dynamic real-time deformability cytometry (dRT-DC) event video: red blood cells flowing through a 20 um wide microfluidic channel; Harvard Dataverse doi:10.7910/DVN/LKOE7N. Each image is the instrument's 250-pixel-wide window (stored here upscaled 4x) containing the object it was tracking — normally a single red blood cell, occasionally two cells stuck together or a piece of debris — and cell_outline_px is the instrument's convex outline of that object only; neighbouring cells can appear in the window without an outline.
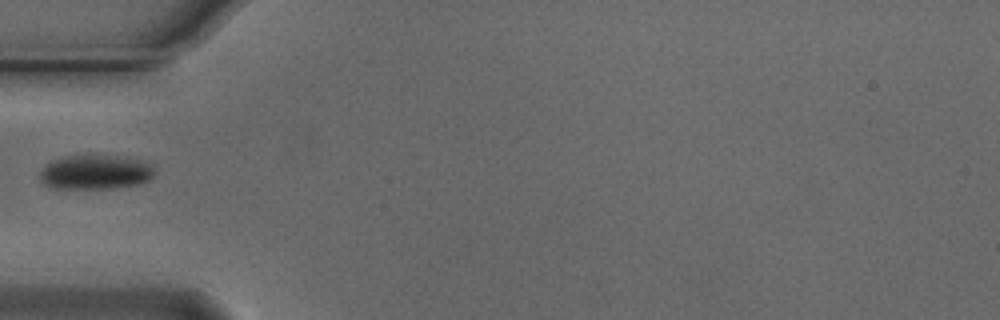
{"species": "Egyptian fruit bat (a non-hibernating species)", "species_latin": "Rousettus aegyptiacus", "temperature_condition": "cold", "stored_images_in_passage": 38, "camera_frame_rate_fps": 3000, "um_per_image_px": 0.085, "animal": {"sex": "male"}, "frame": {"image": 1, "passage_image": 1, "time_ms": 0.0, "image_size_px": [1000, 320], "cell_outline_px": [[156, 172], [148, 180], [140, 184], [112, 188], [48, 188], [40, 180], [40, 172], [44, 164], [52, 160], [64, 156], [88, 152], [92, 152], [140, 160], [152, 164], [156, 168]], "centroid_in_image_um": [8.08, 14.59], "position_along_channel_um": 76.9, "area_um2": 23.93}}
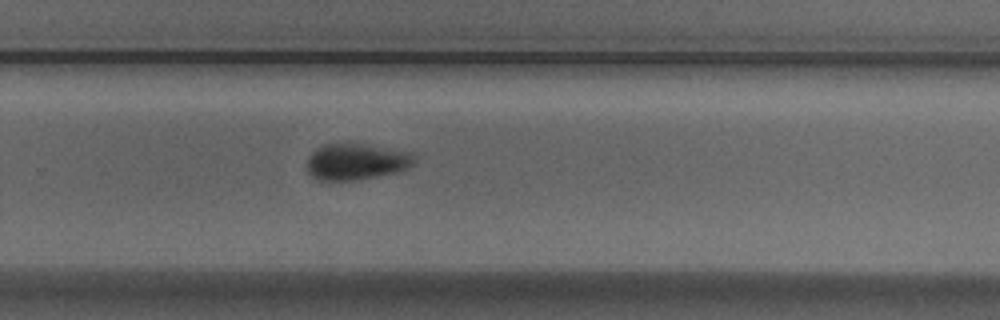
{"frame": {"image": 2, "passage_image": 19, "time_ms": 6.0, "image_size_px": [1000, 320], "cell_outline_px": [[416, 156], [412, 164], [408, 168], [400, 172], [356, 180], [320, 180], [312, 176], [308, 172], [308, 156], [316, 148], [324, 144], [348, 140], [416, 152]], "centroid_in_image_um": [30.34, 13.68], "position_along_channel_um": 299.5, "area_um2": 23.76}}
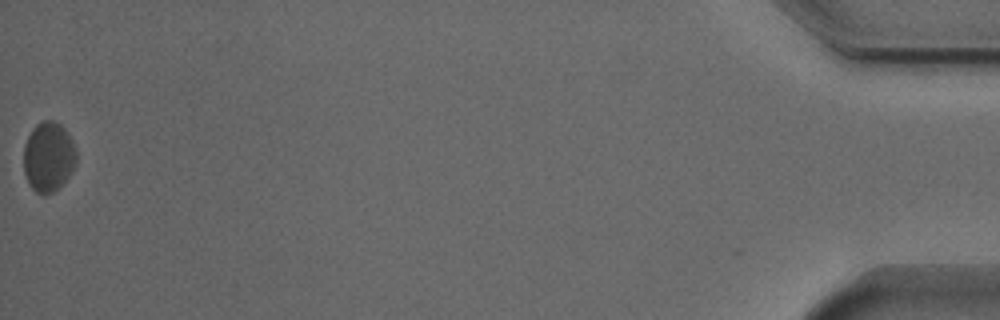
{"frame": {"image": 3, "passage_image": 38, "time_ms": 12.333, "image_size_px": [1000, 320], "cell_outline_px": [[76, 164], [72, 172], [52, 192], [44, 196], [36, 192], [28, 184], [24, 172], [24, 144], [32, 128], [36, 124], [44, 120], [52, 120], [60, 124], [64, 128], [76, 152]], "centroid_in_image_um": [4.09, 13.33], "position_along_channel_um": 431.1, "area_um2": 21.27}}